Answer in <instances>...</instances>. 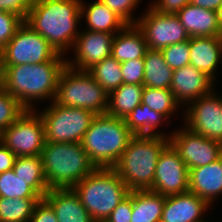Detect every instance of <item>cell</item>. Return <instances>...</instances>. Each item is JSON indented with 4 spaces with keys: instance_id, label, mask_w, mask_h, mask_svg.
Wrapping results in <instances>:
<instances>
[{
    "instance_id": "1",
    "label": "cell",
    "mask_w": 222,
    "mask_h": 222,
    "mask_svg": "<svg viewBox=\"0 0 222 222\" xmlns=\"http://www.w3.org/2000/svg\"><path fill=\"white\" fill-rule=\"evenodd\" d=\"M80 21L81 0H32L24 22L67 57L80 33Z\"/></svg>"
},
{
    "instance_id": "2",
    "label": "cell",
    "mask_w": 222,
    "mask_h": 222,
    "mask_svg": "<svg viewBox=\"0 0 222 222\" xmlns=\"http://www.w3.org/2000/svg\"><path fill=\"white\" fill-rule=\"evenodd\" d=\"M66 65V57L58 54L54 59L39 64L3 66L1 87L25 109H37L36 103L55 100L58 79Z\"/></svg>"
},
{
    "instance_id": "3",
    "label": "cell",
    "mask_w": 222,
    "mask_h": 222,
    "mask_svg": "<svg viewBox=\"0 0 222 222\" xmlns=\"http://www.w3.org/2000/svg\"><path fill=\"white\" fill-rule=\"evenodd\" d=\"M170 143L163 136L135 135L112 167L129 191L150 190L158 158Z\"/></svg>"
},
{
    "instance_id": "4",
    "label": "cell",
    "mask_w": 222,
    "mask_h": 222,
    "mask_svg": "<svg viewBox=\"0 0 222 222\" xmlns=\"http://www.w3.org/2000/svg\"><path fill=\"white\" fill-rule=\"evenodd\" d=\"M40 156L49 189L73 188L96 169L81 143L45 141Z\"/></svg>"
},
{
    "instance_id": "5",
    "label": "cell",
    "mask_w": 222,
    "mask_h": 222,
    "mask_svg": "<svg viewBox=\"0 0 222 222\" xmlns=\"http://www.w3.org/2000/svg\"><path fill=\"white\" fill-rule=\"evenodd\" d=\"M134 136L124 119L96 115L81 145L96 168H112Z\"/></svg>"
},
{
    "instance_id": "6",
    "label": "cell",
    "mask_w": 222,
    "mask_h": 222,
    "mask_svg": "<svg viewBox=\"0 0 222 222\" xmlns=\"http://www.w3.org/2000/svg\"><path fill=\"white\" fill-rule=\"evenodd\" d=\"M92 220L109 217L129 194V189L113 168H96L73 187Z\"/></svg>"
},
{
    "instance_id": "7",
    "label": "cell",
    "mask_w": 222,
    "mask_h": 222,
    "mask_svg": "<svg viewBox=\"0 0 222 222\" xmlns=\"http://www.w3.org/2000/svg\"><path fill=\"white\" fill-rule=\"evenodd\" d=\"M109 94L87 70L68 65L60 73L55 102L61 106L82 108L95 115L106 114Z\"/></svg>"
},
{
    "instance_id": "8",
    "label": "cell",
    "mask_w": 222,
    "mask_h": 222,
    "mask_svg": "<svg viewBox=\"0 0 222 222\" xmlns=\"http://www.w3.org/2000/svg\"><path fill=\"white\" fill-rule=\"evenodd\" d=\"M46 106V107H45ZM44 108L35 109L44 124L45 141L55 143H81L84 134L96 116L93 112L65 107L55 101L49 102Z\"/></svg>"
},
{
    "instance_id": "9",
    "label": "cell",
    "mask_w": 222,
    "mask_h": 222,
    "mask_svg": "<svg viewBox=\"0 0 222 222\" xmlns=\"http://www.w3.org/2000/svg\"><path fill=\"white\" fill-rule=\"evenodd\" d=\"M57 55L49 42L25 22L2 48L3 66L39 64L50 61Z\"/></svg>"
},
{
    "instance_id": "10",
    "label": "cell",
    "mask_w": 222,
    "mask_h": 222,
    "mask_svg": "<svg viewBox=\"0 0 222 222\" xmlns=\"http://www.w3.org/2000/svg\"><path fill=\"white\" fill-rule=\"evenodd\" d=\"M219 92L214 88L188 104L181 111V118L182 124L191 131L222 143V95Z\"/></svg>"
},
{
    "instance_id": "11",
    "label": "cell",
    "mask_w": 222,
    "mask_h": 222,
    "mask_svg": "<svg viewBox=\"0 0 222 222\" xmlns=\"http://www.w3.org/2000/svg\"><path fill=\"white\" fill-rule=\"evenodd\" d=\"M3 144L16 157L40 156L45 144L44 124L39 113L26 109L4 129Z\"/></svg>"
},
{
    "instance_id": "12",
    "label": "cell",
    "mask_w": 222,
    "mask_h": 222,
    "mask_svg": "<svg viewBox=\"0 0 222 222\" xmlns=\"http://www.w3.org/2000/svg\"><path fill=\"white\" fill-rule=\"evenodd\" d=\"M144 9L136 25L145 36L147 48L162 50L190 39L176 14L159 13L150 5Z\"/></svg>"
},
{
    "instance_id": "13",
    "label": "cell",
    "mask_w": 222,
    "mask_h": 222,
    "mask_svg": "<svg viewBox=\"0 0 222 222\" xmlns=\"http://www.w3.org/2000/svg\"><path fill=\"white\" fill-rule=\"evenodd\" d=\"M181 127L171 130L170 143L180 154L188 170L215 162L222 156V143Z\"/></svg>"
},
{
    "instance_id": "14",
    "label": "cell",
    "mask_w": 222,
    "mask_h": 222,
    "mask_svg": "<svg viewBox=\"0 0 222 222\" xmlns=\"http://www.w3.org/2000/svg\"><path fill=\"white\" fill-rule=\"evenodd\" d=\"M150 190L164 196L189 191V170L171 143L162 150L158 158Z\"/></svg>"
},
{
    "instance_id": "15",
    "label": "cell",
    "mask_w": 222,
    "mask_h": 222,
    "mask_svg": "<svg viewBox=\"0 0 222 222\" xmlns=\"http://www.w3.org/2000/svg\"><path fill=\"white\" fill-rule=\"evenodd\" d=\"M115 34L80 29L72 53L66 57L69 67L77 70H89L96 63L111 56ZM73 54V55H72Z\"/></svg>"
},
{
    "instance_id": "16",
    "label": "cell",
    "mask_w": 222,
    "mask_h": 222,
    "mask_svg": "<svg viewBox=\"0 0 222 222\" xmlns=\"http://www.w3.org/2000/svg\"><path fill=\"white\" fill-rule=\"evenodd\" d=\"M214 88H217L216 83L192 65L173 70L170 90L183 109Z\"/></svg>"
},
{
    "instance_id": "17",
    "label": "cell",
    "mask_w": 222,
    "mask_h": 222,
    "mask_svg": "<svg viewBox=\"0 0 222 222\" xmlns=\"http://www.w3.org/2000/svg\"><path fill=\"white\" fill-rule=\"evenodd\" d=\"M211 206L190 191L166 196L161 222H207Z\"/></svg>"
},
{
    "instance_id": "18",
    "label": "cell",
    "mask_w": 222,
    "mask_h": 222,
    "mask_svg": "<svg viewBox=\"0 0 222 222\" xmlns=\"http://www.w3.org/2000/svg\"><path fill=\"white\" fill-rule=\"evenodd\" d=\"M189 48L190 65L205 73L217 86L218 68L222 66V37H190Z\"/></svg>"
},
{
    "instance_id": "19",
    "label": "cell",
    "mask_w": 222,
    "mask_h": 222,
    "mask_svg": "<svg viewBox=\"0 0 222 222\" xmlns=\"http://www.w3.org/2000/svg\"><path fill=\"white\" fill-rule=\"evenodd\" d=\"M189 191L214 206L222 197V156L205 166L189 169Z\"/></svg>"
},
{
    "instance_id": "20",
    "label": "cell",
    "mask_w": 222,
    "mask_h": 222,
    "mask_svg": "<svg viewBox=\"0 0 222 222\" xmlns=\"http://www.w3.org/2000/svg\"><path fill=\"white\" fill-rule=\"evenodd\" d=\"M176 15L190 37L220 36V18L216 11L189 3Z\"/></svg>"
},
{
    "instance_id": "21",
    "label": "cell",
    "mask_w": 222,
    "mask_h": 222,
    "mask_svg": "<svg viewBox=\"0 0 222 222\" xmlns=\"http://www.w3.org/2000/svg\"><path fill=\"white\" fill-rule=\"evenodd\" d=\"M44 199L51 205L58 222H92L73 188L49 189Z\"/></svg>"
},
{
    "instance_id": "22",
    "label": "cell",
    "mask_w": 222,
    "mask_h": 222,
    "mask_svg": "<svg viewBox=\"0 0 222 222\" xmlns=\"http://www.w3.org/2000/svg\"><path fill=\"white\" fill-rule=\"evenodd\" d=\"M83 19L86 27L83 26L82 29L110 34H116L128 25L100 0H92L91 3L81 0V20Z\"/></svg>"
},
{
    "instance_id": "23",
    "label": "cell",
    "mask_w": 222,
    "mask_h": 222,
    "mask_svg": "<svg viewBox=\"0 0 222 222\" xmlns=\"http://www.w3.org/2000/svg\"><path fill=\"white\" fill-rule=\"evenodd\" d=\"M128 129L134 135L163 136L170 138L172 132H166L162 125L170 126L163 114L152 110L148 105L139 104L124 119ZM168 123V124H167ZM162 128L160 129V127Z\"/></svg>"
},
{
    "instance_id": "24",
    "label": "cell",
    "mask_w": 222,
    "mask_h": 222,
    "mask_svg": "<svg viewBox=\"0 0 222 222\" xmlns=\"http://www.w3.org/2000/svg\"><path fill=\"white\" fill-rule=\"evenodd\" d=\"M147 49L143 32L137 25H127L123 30L115 34L111 56L120 63L143 59Z\"/></svg>"
},
{
    "instance_id": "25",
    "label": "cell",
    "mask_w": 222,
    "mask_h": 222,
    "mask_svg": "<svg viewBox=\"0 0 222 222\" xmlns=\"http://www.w3.org/2000/svg\"><path fill=\"white\" fill-rule=\"evenodd\" d=\"M165 199L151 190L132 191L131 222H161Z\"/></svg>"
},
{
    "instance_id": "26",
    "label": "cell",
    "mask_w": 222,
    "mask_h": 222,
    "mask_svg": "<svg viewBox=\"0 0 222 222\" xmlns=\"http://www.w3.org/2000/svg\"><path fill=\"white\" fill-rule=\"evenodd\" d=\"M143 89V85L123 83L109 93L106 114L125 119L137 105L141 104Z\"/></svg>"
},
{
    "instance_id": "27",
    "label": "cell",
    "mask_w": 222,
    "mask_h": 222,
    "mask_svg": "<svg viewBox=\"0 0 222 222\" xmlns=\"http://www.w3.org/2000/svg\"><path fill=\"white\" fill-rule=\"evenodd\" d=\"M143 86L170 89L173 70L165 62L161 50L147 49L144 56Z\"/></svg>"
},
{
    "instance_id": "28",
    "label": "cell",
    "mask_w": 222,
    "mask_h": 222,
    "mask_svg": "<svg viewBox=\"0 0 222 222\" xmlns=\"http://www.w3.org/2000/svg\"><path fill=\"white\" fill-rule=\"evenodd\" d=\"M12 169L16 176L29 181V185L44 198L49 187L43 171L41 156L16 157Z\"/></svg>"
},
{
    "instance_id": "29",
    "label": "cell",
    "mask_w": 222,
    "mask_h": 222,
    "mask_svg": "<svg viewBox=\"0 0 222 222\" xmlns=\"http://www.w3.org/2000/svg\"><path fill=\"white\" fill-rule=\"evenodd\" d=\"M141 103L163 114L169 121H171L170 118L172 119L174 115H177L176 113L179 110H183L170 89H157L144 86Z\"/></svg>"
},
{
    "instance_id": "30",
    "label": "cell",
    "mask_w": 222,
    "mask_h": 222,
    "mask_svg": "<svg viewBox=\"0 0 222 222\" xmlns=\"http://www.w3.org/2000/svg\"><path fill=\"white\" fill-rule=\"evenodd\" d=\"M41 199L0 197V222H29L35 204Z\"/></svg>"
},
{
    "instance_id": "31",
    "label": "cell",
    "mask_w": 222,
    "mask_h": 222,
    "mask_svg": "<svg viewBox=\"0 0 222 222\" xmlns=\"http://www.w3.org/2000/svg\"><path fill=\"white\" fill-rule=\"evenodd\" d=\"M88 71L108 94L123 84L121 63L112 56L96 63Z\"/></svg>"
},
{
    "instance_id": "32",
    "label": "cell",
    "mask_w": 222,
    "mask_h": 222,
    "mask_svg": "<svg viewBox=\"0 0 222 222\" xmlns=\"http://www.w3.org/2000/svg\"><path fill=\"white\" fill-rule=\"evenodd\" d=\"M0 197L5 198H42L29 181L15 175L13 169L0 173Z\"/></svg>"
},
{
    "instance_id": "33",
    "label": "cell",
    "mask_w": 222,
    "mask_h": 222,
    "mask_svg": "<svg viewBox=\"0 0 222 222\" xmlns=\"http://www.w3.org/2000/svg\"><path fill=\"white\" fill-rule=\"evenodd\" d=\"M25 110L15 97L0 87V127L3 130L13 124Z\"/></svg>"
},
{
    "instance_id": "34",
    "label": "cell",
    "mask_w": 222,
    "mask_h": 222,
    "mask_svg": "<svg viewBox=\"0 0 222 222\" xmlns=\"http://www.w3.org/2000/svg\"><path fill=\"white\" fill-rule=\"evenodd\" d=\"M165 62L172 70L190 65L189 40L171 44L161 50Z\"/></svg>"
},
{
    "instance_id": "35",
    "label": "cell",
    "mask_w": 222,
    "mask_h": 222,
    "mask_svg": "<svg viewBox=\"0 0 222 222\" xmlns=\"http://www.w3.org/2000/svg\"><path fill=\"white\" fill-rule=\"evenodd\" d=\"M111 11L115 12L128 25H136L139 16H135L133 12L139 7L143 0H100ZM134 15V16H133Z\"/></svg>"
},
{
    "instance_id": "36",
    "label": "cell",
    "mask_w": 222,
    "mask_h": 222,
    "mask_svg": "<svg viewBox=\"0 0 222 222\" xmlns=\"http://www.w3.org/2000/svg\"><path fill=\"white\" fill-rule=\"evenodd\" d=\"M24 20L14 13L0 9V48L2 49L16 34Z\"/></svg>"
},
{
    "instance_id": "37",
    "label": "cell",
    "mask_w": 222,
    "mask_h": 222,
    "mask_svg": "<svg viewBox=\"0 0 222 222\" xmlns=\"http://www.w3.org/2000/svg\"><path fill=\"white\" fill-rule=\"evenodd\" d=\"M144 68V59L121 62L123 83L143 85Z\"/></svg>"
},
{
    "instance_id": "38",
    "label": "cell",
    "mask_w": 222,
    "mask_h": 222,
    "mask_svg": "<svg viewBox=\"0 0 222 222\" xmlns=\"http://www.w3.org/2000/svg\"><path fill=\"white\" fill-rule=\"evenodd\" d=\"M132 219V191L117 205L107 220L109 222H131Z\"/></svg>"
},
{
    "instance_id": "39",
    "label": "cell",
    "mask_w": 222,
    "mask_h": 222,
    "mask_svg": "<svg viewBox=\"0 0 222 222\" xmlns=\"http://www.w3.org/2000/svg\"><path fill=\"white\" fill-rule=\"evenodd\" d=\"M29 222H58V220L54 209L42 198L35 204Z\"/></svg>"
},
{
    "instance_id": "40",
    "label": "cell",
    "mask_w": 222,
    "mask_h": 222,
    "mask_svg": "<svg viewBox=\"0 0 222 222\" xmlns=\"http://www.w3.org/2000/svg\"><path fill=\"white\" fill-rule=\"evenodd\" d=\"M31 4L32 0H0V9L14 13L25 21L31 9Z\"/></svg>"
},
{
    "instance_id": "41",
    "label": "cell",
    "mask_w": 222,
    "mask_h": 222,
    "mask_svg": "<svg viewBox=\"0 0 222 222\" xmlns=\"http://www.w3.org/2000/svg\"><path fill=\"white\" fill-rule=\"evenodd\" d=\"M149 5L162 14H177L190 0H151Z\"/></svg>"
},
{
    "instance_id": "42",
    "label": "cell",
    "mask_w": 222,
    "mask_h": 222,
    "mask_svg": "<svg viewBox=\"0 0 222 222\" xmlns=\"http://www.w3.org/2000/svg\"><path fill=\"white\" fill-rule=\"evenodd\" d=\"M16 155L11 152L4 144L0 145V173L13 168Z\"/></svg>"
},
{
    "instance_id": "43",
    "label": "cell",
    "mask_w": 222,
    "mask_h": 222,
    "mask_svg": "<svg viewBox=\"0 0 222 222\" xmlns=\"http://www.w3.org/2000/svg\"><path fill=\"white\" fill-rule=\"evenodd\" d=\"M192 5L219 12L222 0H190Z\"/></svg>"
},
{
    "instance_id": "44",
    "label": "cell",
    "mask_w": 222,
    "mask_h": 222,
    "mask_svg": "<svg viewBox=\"0 0 222 222\" xmlns=\"http://www.w3.org/2000/svg\"><path fill=\"white\" fill-rule=\"evenodd\" d=\"M3 73H4V68H3L2 49L0 48V87L2 86L3 83Z\"/></svg>"
},
{
    "instance_id": "45",
    "label": "cell",
    "mask_w": 222,
    "mask_h": 222,
    "mask_svg": "<svg viewBox=\"0 0 222 222\" xmlns=\"http://www.w3.org/2000/svg\"><path fill=\"white\" fill-rule=\"evenodd\" d=\"M220 18V36L222 37V6L218 12Z\"/></svg>"
},
{
    "instance_id": "46",
    "label": "cell",
    "mask_w": 222,
    "mask_h": 222,
    "mask_svg": "<svg viewBox=\"0 0 222 222\" xmlns=\"http://www.w3.org/2000/svg\"><path fill=\"white\" fill-rule=\"evenodd\" d=\"M4 130L0 127V145L3 144Z\"/></svg>"
},
{
    "instance_id": "47",
    "label": "cell",
    "mask_w": 222,
    "mask_h": 222,
    "mask_svg": "<svg viewBox=\"0 0 222 222\" xmlns=\"http://www.w3.org/2000/svg\"><path fill=\"white\" fill-rule=\"evenodd\" d=\"M92 222H109L107 219H104V220H94Z\"/></svg>"
}]
</instances>
